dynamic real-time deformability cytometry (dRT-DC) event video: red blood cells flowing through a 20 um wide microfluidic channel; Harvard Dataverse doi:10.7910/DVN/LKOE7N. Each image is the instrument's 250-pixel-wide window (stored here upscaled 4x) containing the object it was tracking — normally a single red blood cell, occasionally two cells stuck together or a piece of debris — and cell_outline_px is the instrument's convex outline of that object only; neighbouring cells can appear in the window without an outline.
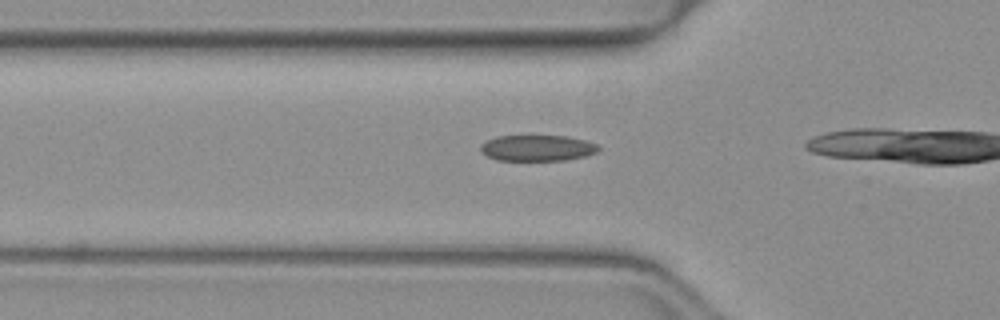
{"species": "common noctule bat (a hibernating species)", "species_latin": "Nyctalus noctula", "temperature_condition": "warm", "stored_images_in_passage": 15, "camera_frame_rate_fps": 3000, "um_per_image_px": 0.085, "animal": {"sex": "female", "body_mass_g": 19.3, "forearm_length_mm": 54.1}, "frame": {"image": 1, "passage_image": 13, "time_ms": 4.0, "image_size_px": [1000, 320], "cell_outline_px": [[600, 148], [596, 152], [584, 156], [564, 160], [496, 160], [480, 152], [480, 144], [496, 136], [568, 136], [584, 140], [596, 144]], "centroid_in_image_um": [45.63, 12.58], "position_along_channel_um": 80.2, "area_um2": 17.74}}